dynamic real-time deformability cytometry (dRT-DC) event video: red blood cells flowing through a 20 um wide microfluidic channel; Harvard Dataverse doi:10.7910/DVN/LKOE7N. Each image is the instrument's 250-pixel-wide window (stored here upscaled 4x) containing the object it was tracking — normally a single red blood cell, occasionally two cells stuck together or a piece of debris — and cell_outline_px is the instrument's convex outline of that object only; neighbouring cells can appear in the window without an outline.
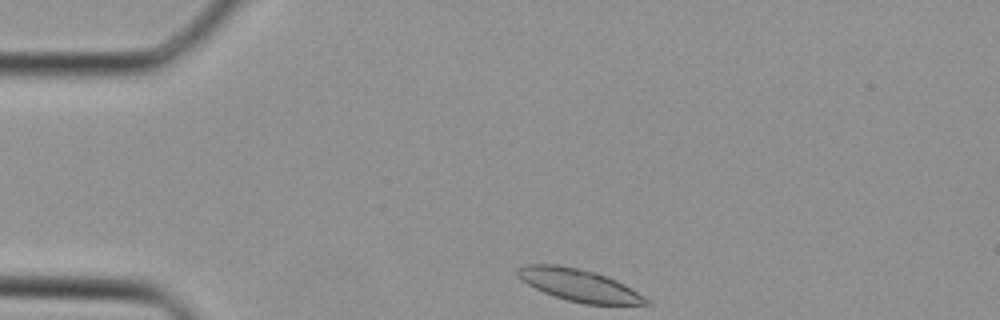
{"species": "Egyptian fruit bat (a non-hibernating species)", "species_latin": "Rousettus aegyptiacus", "temperature_condition": "cold", "stored_images_in_passage": 32, "camera_frame_rate_fps": 3000, "um_per_image_px": 0.085, "animal": {"sex": "female"}, "frame": {"image": 1, "passage_image": 1, "time_ms": 0.0, "image_size_px": [1000, 320], "cell_outline_px": [[652, 304], [584, 304], [568, 300], [544, 292], [520, 280], [516, 276], [516, 268], [524, 264], [556, 264], [580, 268], [596, 272], [608, 276], [624, 284], [644, 296]], "centroid_in_image_um": [49.17, 24.21], "position_along_channel_um": 35.8, "area_um2": 24.1}}
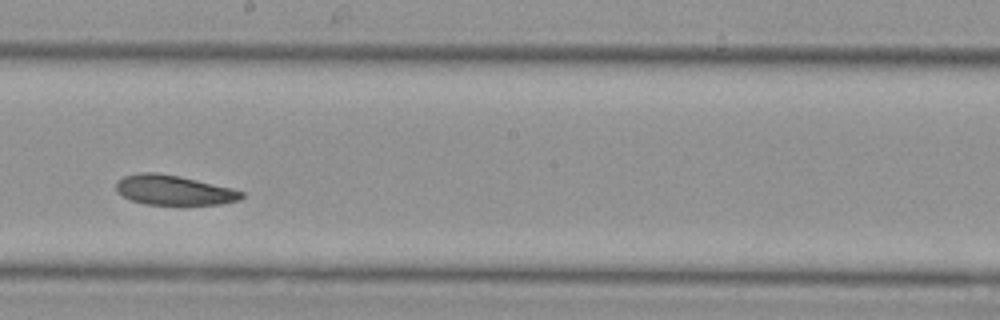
{"frame": {"image": 2, "passage_image": 15, "time_ms": 4.667, "image_size_px": [1000, 320], "cell_outline_px": [[244, 196], [240, 200], [220, 204], [144, 204], [132, 200], [116, 192], [116, 180], [124, 176], [140, 172], [156, 172], [180, 176], [232, 188], [244, 192]], "centroid_in_image_um": [14.76, 16.15], "position_along_channel_um": 233.4, "area_um2": 21.79}}
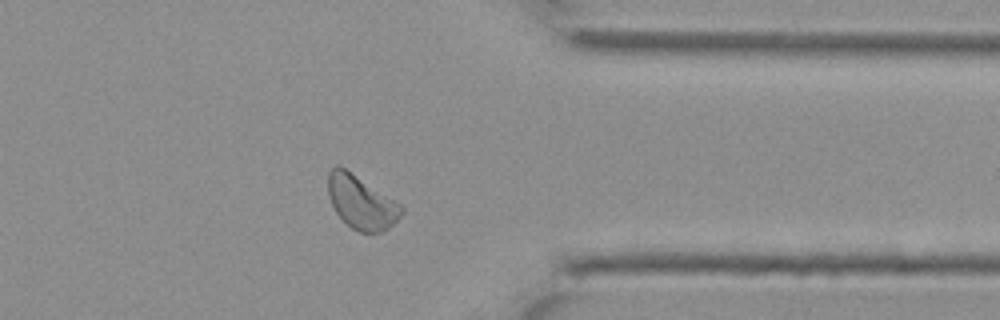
{"frame": {"image": 3, "passage_image": 24, "time_ms": 7.667, "image_size_px": [1000, 320], "cell_outline_px": [[404, 212], [388, 228], [380, 232], [360, 232], [352, 228], [336, 212], [328, 196], [328, 172], [336, 164], [344, 168], [400, 204], [404, 208]], "centroid_in_image_um": [30.69, 17.19], "position_along_channel_um": 380.7, "area_um2": 22.25}}